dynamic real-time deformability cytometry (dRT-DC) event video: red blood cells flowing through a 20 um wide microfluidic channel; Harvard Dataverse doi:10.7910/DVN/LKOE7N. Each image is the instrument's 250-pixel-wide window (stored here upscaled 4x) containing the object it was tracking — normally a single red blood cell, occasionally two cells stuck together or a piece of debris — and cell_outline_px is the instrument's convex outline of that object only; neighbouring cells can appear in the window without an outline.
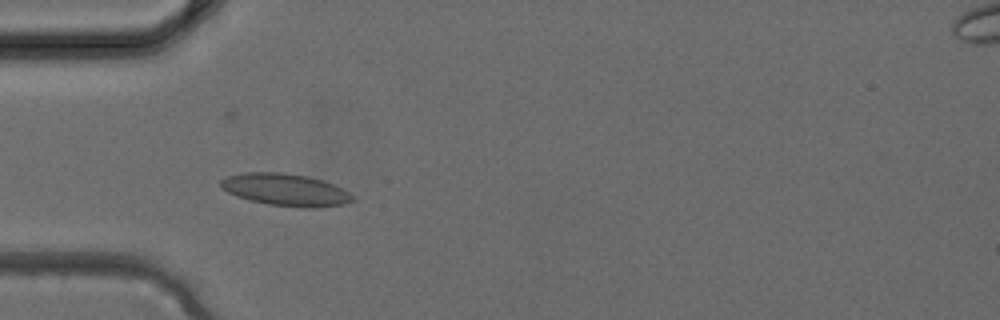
{"species": "common noctule bat (a hibernating species)", "species_latin": "Nyctalus noctula", "temperature_condition": "cold", "stored_images_in_passage": 4, "camera_frame_rate_fps": 3000, "um_per_image_px": 0.085, "animal": {"sex": "female", "body_mass_g": 24.6, "forearm_length_mm": 56.2}, "frame": {"image": 1, "passage_image": 3, "time_ms": 0.667, "image_size_px": [1000, 320], "cell_outline_px": [[356, 200], [344, 204], [312, 208], [304, 208], [268, 204], [236, 196], [220, 188], [220, 180], [228, 176], [244, 172], [280, 172], [308, 176], [332, 184], [356, 196]], "centroid_in_image_um": [24.27, 16.13], "position_along_channel_um": 60.7, "area_um2": 24.68}}
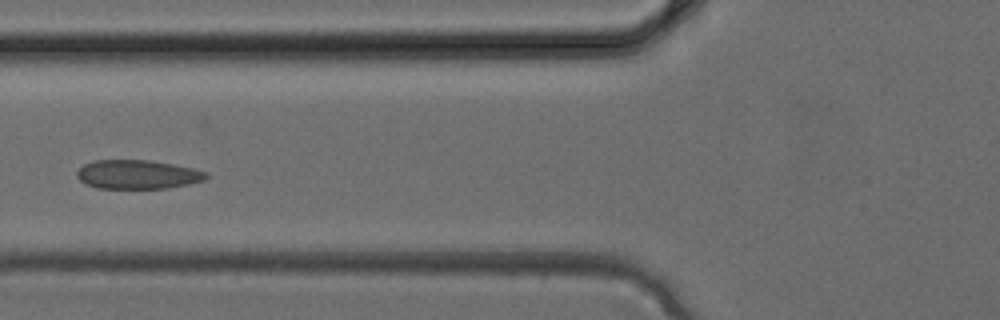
{"frame": {"image": 2, "passage_image": 4, "time_ms": 1.0, "image_size_px": [1000, 320], "cell_outline_px": [[208, 176], [204, 180], [188, 184], [168, 188], [96, 188], [80, 180], [76, 176], [76, 172], [84, 164], [92, 160], [148, 160], [196, 168], [208, 172]], "centroid_in_image_um": [11.71, 14.82], "position_along_channel_um": 114.1, "area_um2": 21.85}}